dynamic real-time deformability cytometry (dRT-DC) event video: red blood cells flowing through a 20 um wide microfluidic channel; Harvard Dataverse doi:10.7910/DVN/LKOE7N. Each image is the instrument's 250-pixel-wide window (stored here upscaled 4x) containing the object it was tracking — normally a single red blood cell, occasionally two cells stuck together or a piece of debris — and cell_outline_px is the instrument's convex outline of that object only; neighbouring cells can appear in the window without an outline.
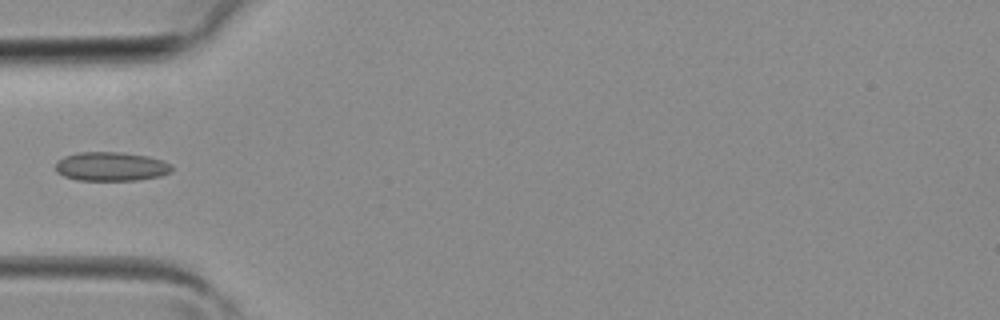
{"species": "common noctule bat (a hibernating species)", "species_latin": "Nyctalus noctula", "temperature_condition": "room temperature", "stored_images_in_passage": 3, "camera_frame_rate_fps": 3000, "um_per_image_px": 0.085, "animal": {"sex": "female", "body_mass_g": 19.3, "forearm_length_mm": 54.1}, "frame": {"image": 1, "passage_image": 3, "time_ms": 0.667, "image_size_px": [1000, 320], "cell_outline_px": [[172, 172], [160, 176], [136, 180], [76, 180], [64, 176], [56, 172], [56, 160], [64, 156], [76, 152], [124, 152], [148, 156], [164, 160], [172, 164]], "centroid_in_image_um": [9.45, 14.14], "position_along_channel_um": 75.6, "area_um2": 19.94}}